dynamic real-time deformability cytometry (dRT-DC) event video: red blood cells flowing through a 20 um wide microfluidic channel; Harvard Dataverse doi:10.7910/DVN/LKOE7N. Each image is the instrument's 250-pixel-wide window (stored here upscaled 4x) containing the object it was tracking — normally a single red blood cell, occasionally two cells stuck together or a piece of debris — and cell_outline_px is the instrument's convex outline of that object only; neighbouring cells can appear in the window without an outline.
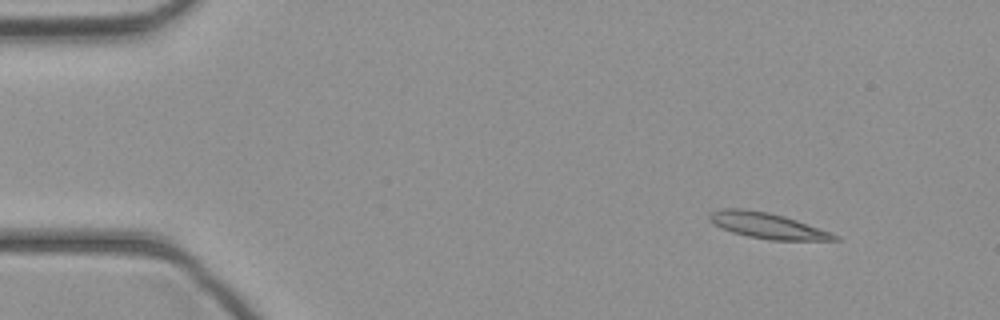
{"species": "common noctule bat (a hibernating species)", "species_latin": "Nyctalus noctula", "temperature_condition": "cold", "stored_images_in_passage": 45, "camera_frame_rate_fps": 3000, "um_per_image_px": 0.085, "animal": {"sex": "female", "body_mass_g": 21.9}, "frame": {"image": 1, "passage_image": 5, "time_ms": 1.333, "image_size_px": [1000, 320], "cell_outline_px": [[840, 240], [768, 240], [748, 236], [732, 232], [720, 228], [712, 224], [708, 220], [708, 212], [720, 208], [740, 208], [768, 212], [784, 216], [796, 220], [840, 236]], "centroid_in_image_um": [65.13, 19.17], "position_along_channel_um": 19.9, "area_um2": 18.84}}
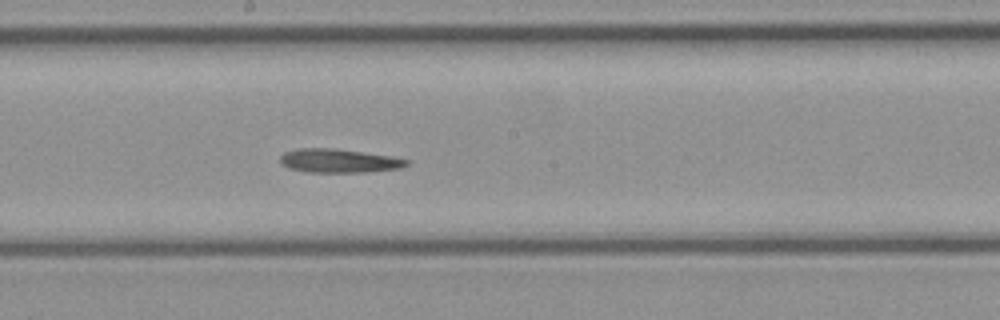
{"frame": {"image": 2, "passage_image": 24, "time_ms": 7.667, "image_size_px": [1000, 320], "cell_outline_px": [[408, 164], [400, 168], [364, 172], [308, 172], [288, 168], [280, 164], [280, 156], [284, 152], [296, 148], [332, 148], [392, 156], [408, 160]], "centroid_in_image_um": [28.74, 13.66], "position_along_channel_um": 219.5, "area_um2": 17.46}}
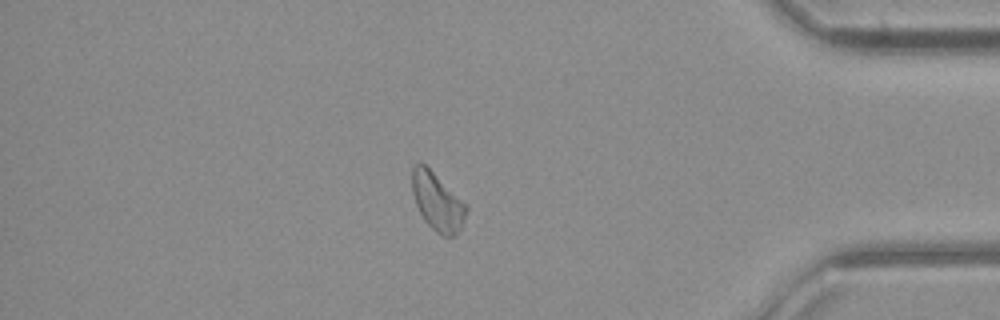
{"frame": {"image": 3, "passage_image": 38, "time_ms": 12.333, "image_size_px": [1000, 320], "cell_outline_px": [[468, 208], [460, 228], [456, 236], [444, 236], [436, 232], [424, 220], [416, 204], [412, 192], [412, 168], [420, 160]], "centroid_in_image_um": [37.13, 17.17], "position_along_channel_um": 398.1, "area_um2": 17.57}}